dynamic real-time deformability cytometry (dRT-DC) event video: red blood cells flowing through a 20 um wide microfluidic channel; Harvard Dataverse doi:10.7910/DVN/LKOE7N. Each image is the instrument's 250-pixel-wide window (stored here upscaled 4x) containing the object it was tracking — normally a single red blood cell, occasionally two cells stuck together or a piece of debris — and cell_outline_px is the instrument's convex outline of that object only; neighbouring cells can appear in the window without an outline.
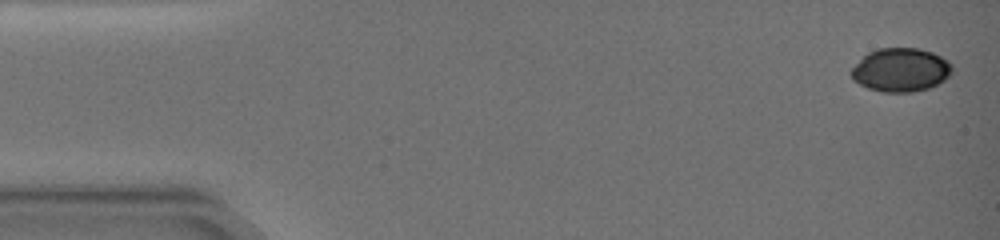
{"species": "common noctule bat (a hibernating species)", "species_latin": "Nyctalus noctula", "temperature_condition": "warm", "stored_images_in_passage": 9, "camera_frame_rate_fps": 3000, "um_per_image_px": 0.085, "animal": {"sex": "female", "body_mass_g": 19.0, "forearm_length_mm": 51.5}, "frame": {"image": 1, "passage_image": 1, "time_ms": 0.0, "image_size_px": [1000, 240], "cell_outline_px": [[952, 72], [944, 80], [928, 88], [912, 92], [884, 92], [868, 88], [852, 80], [848, 72], [868, 52], [876, 48], [920, 48], [932, 52], [948, 60], [952, 64]], "centroid_in_image_um": [76.54, 5.93], "position_along_channel_um": 8.5, "area_um2": 25.72}}
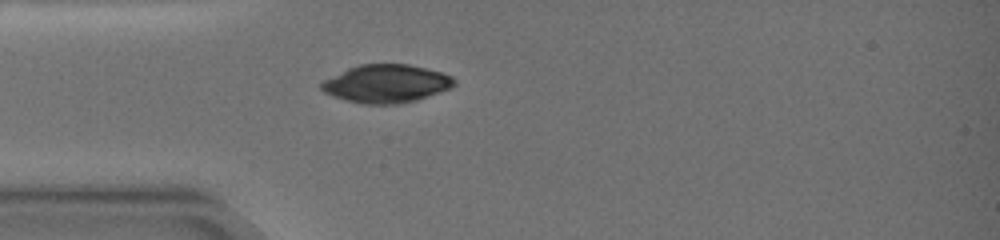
{"frame": {"image": 2, "passage_image": 6, "time_ms": 5.0, "image_size_px": [1000, 240], "cell_outline_px": [[456, 84], [452, 88], [416, 100], [396, 104], [364, 104], [344, 100], [332, 96], [324, 92], [320, 88], [320, 84], [324, 80], [348, 68], [360, 64], [408, 64], [440, 72], [452, 76], [456, 80]], "centroid_in_image_um": [32.83, 7.12], "position_along_channel_um": 52.2, "area_um2": 29.48}}